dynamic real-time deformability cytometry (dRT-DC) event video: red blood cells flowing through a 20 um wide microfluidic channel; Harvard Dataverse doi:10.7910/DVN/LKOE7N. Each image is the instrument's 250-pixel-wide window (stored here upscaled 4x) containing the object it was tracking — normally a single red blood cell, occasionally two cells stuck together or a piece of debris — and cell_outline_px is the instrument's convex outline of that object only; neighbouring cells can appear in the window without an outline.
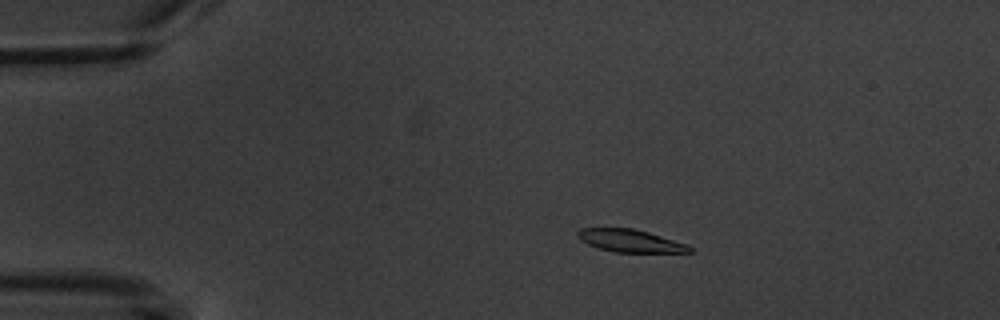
{"species": "common noctule bat (a hibernating species)", "species_latin": "Nyctalus noctula", "temperature_condition": "warm", "stored_images_in_passage": 1, "camera_frame_rate_fps": 3000, "um_per_image_px": 0.085, "animal": {"sex": "male", "body_mass_g": 20.1, "forearm_length_mm": 53.5}, "frame": {"image": 1, "passage_image": 1, "time_ms": 0.0, "image_size_px": [1000, 320], "cell_outline_px": [[692, 252], [616, 252], [600, 248], [588, 244], [580, 240], [576, 236], [576, 232], [580, 228], [632, 228], [648, 232], [688, 244], [692, 248]], "centroid_in_image_um": [53.55, 20.46], "position_along_channel_um": 31.4, "area_um2": 14.68}}